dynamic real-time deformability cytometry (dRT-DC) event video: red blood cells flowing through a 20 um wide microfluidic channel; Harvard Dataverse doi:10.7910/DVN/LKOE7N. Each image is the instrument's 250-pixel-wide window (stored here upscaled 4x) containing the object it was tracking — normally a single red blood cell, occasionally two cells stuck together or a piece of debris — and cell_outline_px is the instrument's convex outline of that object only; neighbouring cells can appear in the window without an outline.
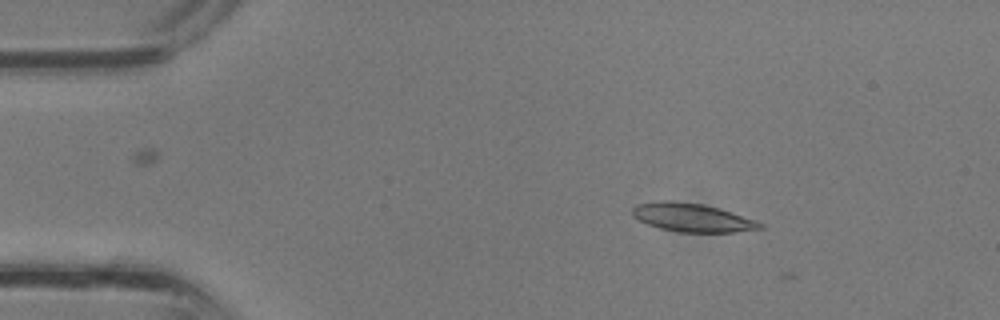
{"species": "common noctule bat (a hibernating species)", "species_latin": "Nyctalus noctula", "temperature_condition": "room temperature", "stored_images_in_passage": 2, "camera_frame_rate_fps": 3000, "um_per_image_px": 0.085, "animal": {"sex": "male", "body_mass_g": 13.3}, "frame": {"image": 1, "passage_image": 1, "time_ms": 0.0, "image_size_px": [1000, 320], "cell_outline_px": [[764, 228], [736, 232], [680, 232], [660, 228], [648, 224], [632, 216], [632, 208], [636, 204], [664, 200], [668, 200], [704, 204], [720, 208], [756, 220], [764, 224]], "centroid_in_image_um": [58.86, 18.49], "position_along_channel_um": 26.1, "area_um2": 21.21}}